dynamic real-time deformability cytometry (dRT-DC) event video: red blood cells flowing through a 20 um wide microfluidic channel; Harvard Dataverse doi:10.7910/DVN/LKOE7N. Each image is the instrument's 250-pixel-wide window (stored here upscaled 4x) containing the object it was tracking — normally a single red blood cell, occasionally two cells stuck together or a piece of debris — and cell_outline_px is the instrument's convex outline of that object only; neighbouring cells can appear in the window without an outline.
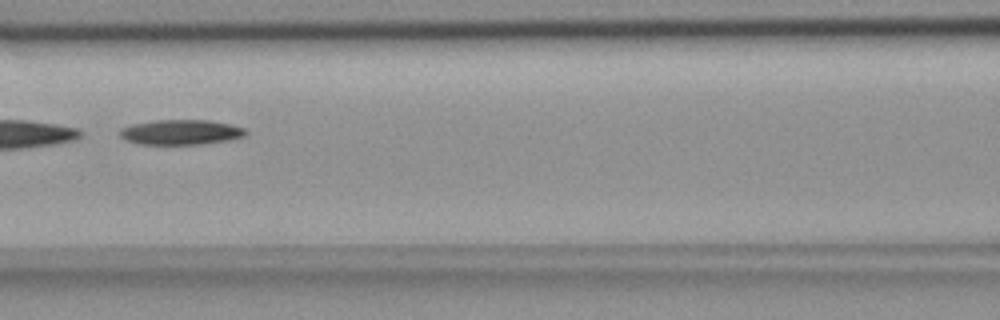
{"species": "common noctule bat (a hibernating species)", "species_latin": "Nyctalus noctula", "temperature_condition": "room temperature", "stored_images_in_passage": 54, "camera_frame_rate_fps": 3000, "um_per_image_px": 0.085, "animal": {"sex": "female", "body_mass_g": 18.4}, "frame": {"image": 1, "passage_image": 24, "time_ms": 7.667, "image_size_px": [1000, 320], "cell_outline_px": [[248, 132], [244, 136], [228, 140], [204, 144], [140, 144], [124, 140], [120, 136], [120, 128], [132, 124], [156, 120], [208, 120], [232, 124], [244, 128]], "centroid_in_image_um": [15.37, 11.23], "position_along_channel_um": 151.2, "area_um2": 18.44}}